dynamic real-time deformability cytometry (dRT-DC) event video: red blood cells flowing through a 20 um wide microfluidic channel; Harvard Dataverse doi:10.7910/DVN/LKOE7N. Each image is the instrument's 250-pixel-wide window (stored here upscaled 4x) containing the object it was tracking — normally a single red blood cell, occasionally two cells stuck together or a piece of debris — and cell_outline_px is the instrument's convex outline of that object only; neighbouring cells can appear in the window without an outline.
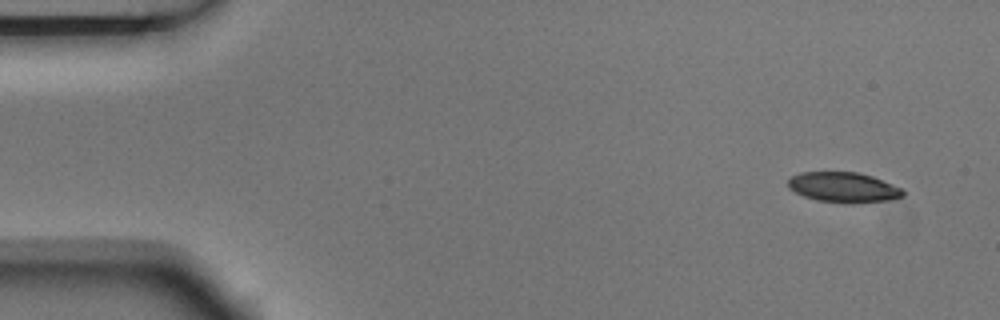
{"species": "Egyptian fruit bat (a non-hibernating species)", "species_latin": "Rousettus aegyptiacus", "temperature_condition": "room temperature", "stored_images_in_passage": 8, "camera_frame_rate_fps": 3000, "um_per_image_px": 0.085, "animal": {"sex": "male"}, "frame": {"image": 1, "passage_image": 1, "time_ms": 0.0, "image_size_px": [1000, 320], "cell_outline_px": [[904, 196], [888, 200], [816, 200], [804, 196], [788, 188], [788, 180], [792, 176], [800, 172], [856, 172], [872, 176], [900, 188], [904, 192]], "centroid_in_image_um": [71.63, 15.86], "position_along_channel_um": 13.4, "area_um2": 19.07}}
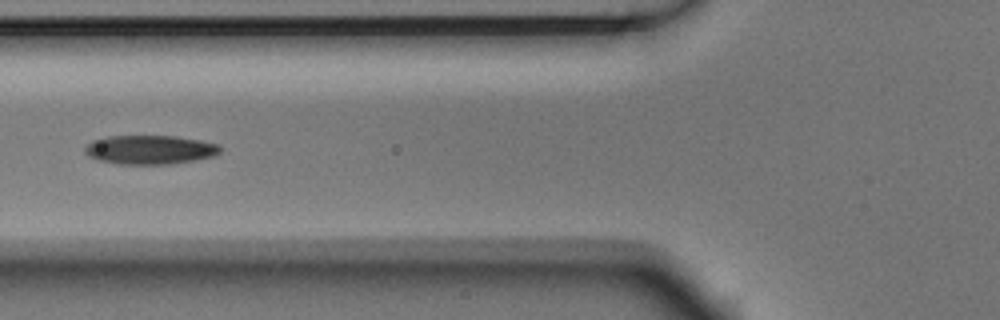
{"frame": {"image": 2, "passage_image": 5, "time_ms": 1.333, "image_size_px": [1000, 320], "cell_outline_px": [[220, 152], [216, 156], [196, 160], [168, 164], [116, 164], [96, 160], [88, 156], [84, 152], [84, 148], [92, 140], [108, 136], [176, 136], [200, 140], [220, 144]], "centroid_in_image_um": [12.74, 12.73], "position_along_channel_um": 113.1, "area_um2": 23.12}}
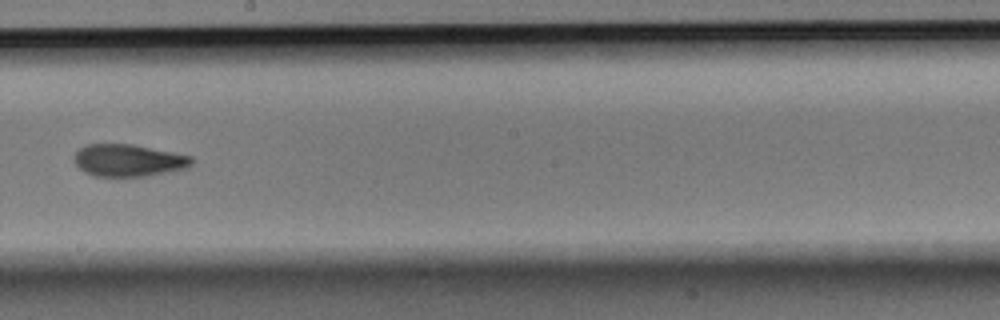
{"frame": {"image": 3, "passage_image": 8, "time_ms": 2.333, "image_size_px": [1000, 320], "cell_outline_px": [[192, 164], [188, 168], [144, 176], [96, 176], [84, 172], [76, 164], [76, 152], [84, 144], [132, 144], [192, 156]], "centroid_in_image_um": [10.93, 13.62], "position_along_channel_um": 237.3, "area_um2": 21.79}}